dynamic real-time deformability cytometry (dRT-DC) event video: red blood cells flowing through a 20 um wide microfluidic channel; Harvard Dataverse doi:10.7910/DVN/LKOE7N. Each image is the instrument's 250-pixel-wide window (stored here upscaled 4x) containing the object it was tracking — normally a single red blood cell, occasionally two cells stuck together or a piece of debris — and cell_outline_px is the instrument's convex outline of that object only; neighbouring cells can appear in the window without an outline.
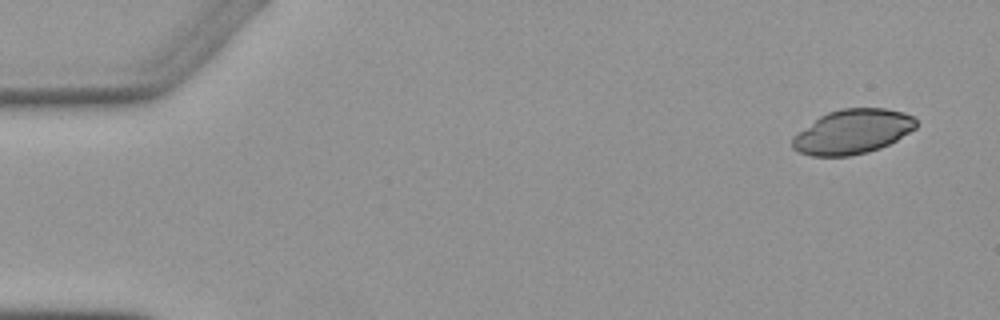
{"species": "Egyptian fruit bat (a non-hibernating species)", "species_latin": "Rousettus aegyptiacus", "temperature_condition": "warm", "stored_images_in_passage": 4, "camera_frame_rate_fps": 3000, "um_per_image_px": 0.085, "animal": {"sex": "female"}, "frame": {"image": 1, "passage_image": 1, "time_ms": 0.0, "image_size_px": [1000, 320], "cell_outline_px": [[916, 128], [896, 140], [880, 148], [868, 152], [848, 156], [812, 156], [800, 152], [792, 148], [792, 140], [800, 132], [820, 116], [828, 112], [840, 108], [884, 108], [904, 112], [912, 116], [916, 120]], "centroid_in_image_um": [72.5, 11.19], "position_along_channel_um": 12.5, "area_um2": 31.73}}
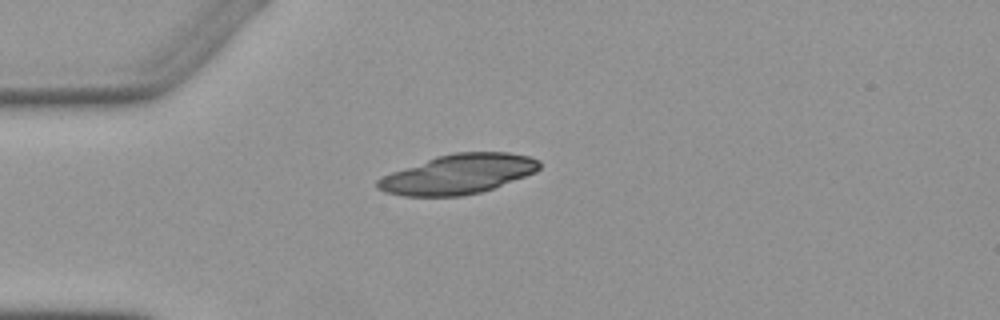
{"frame": {"image": 2, "passage_image": 4, "time_ms": 3.667, "image_size_px": [1000, 320], "cell_outline_px": [[540, 168], [536, 172], [492, 188], [480, 192], [460, 196], [404, 196], [384, 192], [376, 188], [376, 180], [392, 172], [436, 156], [452, 152], [508, 152], [528, 156], [540, 160]], "centroid_in_image_um": [38.94, 14.8], "position_along_channel_um": 46.1, "area_um2": 37.22}}